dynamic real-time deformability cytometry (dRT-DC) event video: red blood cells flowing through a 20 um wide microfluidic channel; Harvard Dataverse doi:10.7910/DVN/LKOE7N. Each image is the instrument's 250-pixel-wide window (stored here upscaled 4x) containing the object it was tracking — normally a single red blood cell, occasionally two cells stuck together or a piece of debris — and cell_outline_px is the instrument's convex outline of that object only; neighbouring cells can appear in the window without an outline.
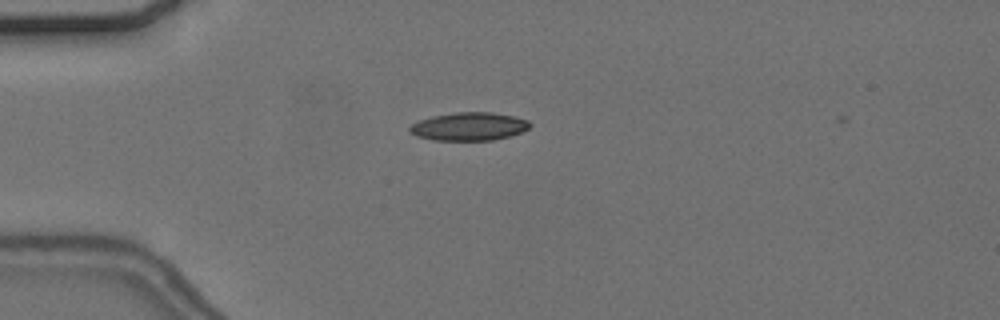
{"species": "common noctule bat (a hibernating species)", "species_latin": "Nyctalus noctula", "temperature_condition": "cold", "stored_images_in_passage": 45, "camera_frame_rate_fps": 3000, "um_per_image_px": 0.085, "animal": {"sex": "female", "body_mass_g": 24.6, "forearm_length_mm": 56.2}, "frame": {"image": 1, "passage_image": 4, "time_ms": 1.0, "image_size_px": [1000, 320], "cell_outline_px": [[532, 124], [528, 128], [520, 132], [508, 136], [492, 140], [432, 140], [416, 136], [408, 132], [408, 128], [412, 124], [420, 120], [432, 116], [456, 112], [492, 112], [516, 116], [528, 120]], "centroid_in_image_um": [39.85, 10.74], "position_along_channel_um": 45.2, "area_um2": 19.77}}
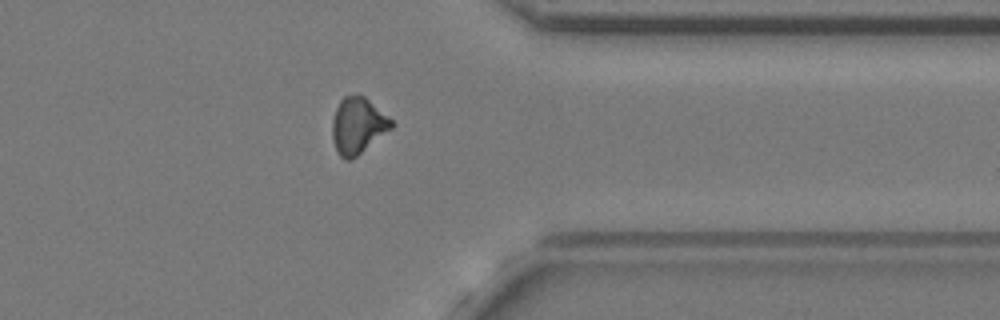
{"frame": {"image": 2, "passage_image": 34, "time_ms": 11.0, "image_size_px": [1000, 320], "cell_outline_px": [[396, 124], [392, 128], [356, 156], [348, 160], [344, 160], [336, 152], [332, 140], [332, 120], [336, 108], [340, 100], [344, 96], [364, 96], [388, 116]], "centroid_in_image_um": [30.4, 10.69], "position_along_channel_um": 381.0, "area_um2": 19.25}}
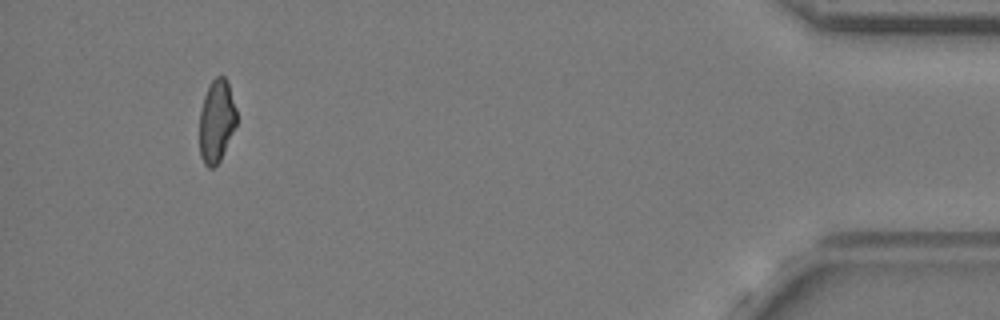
{"frame": {"image": 3, "passage_image": 42, "time_ms": 13.667, "image_size_px": [1000, 320], "cell_outline_px": [[236, 124], [220, 160], [212, 168], [208, 168], [204, 164], [200, 156], [200, 112], [204, 96], [208, 84], [216, 76], [224, 76], [228, 80], [236, 108]], "centroid_in_image_um": [18.4, 10.25], "position_along_channel_um": 416.8, "area_um2": 17.86}, "authors_computed_cell_mechanics": {"area_um2": 19.074, "velocity_mm_per_s": 3.6604, "shape_relaxation_time_tau1_ms": null, "shape_relaxation_time_tau2_ms": 5.4407, "deformation_change_tau1": null, "deformation_change_tau2": 0.1154}}